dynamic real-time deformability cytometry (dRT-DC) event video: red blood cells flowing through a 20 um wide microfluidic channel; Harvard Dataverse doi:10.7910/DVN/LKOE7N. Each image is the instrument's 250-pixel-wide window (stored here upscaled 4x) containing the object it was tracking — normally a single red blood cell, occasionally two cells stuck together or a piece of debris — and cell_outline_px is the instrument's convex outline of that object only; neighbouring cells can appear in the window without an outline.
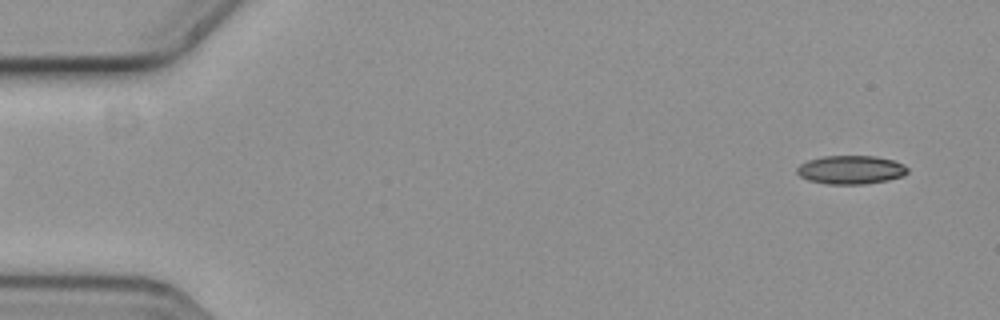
{"species": "common noctule bat (a hibernating species)", "species_latin": "Nyctalus noctula", "temperature_condition": "cold", "stored_images_in_passage": 15, "camera_frame_rate_fps": 3000, "um_per_image_px": 0.085, "animal": {"sex": "female", "body_mass_g": 19.3, "forearm_length_mm": 54.1}, "frame": {"image": 1, "passage_image": 3, "time_ms": 0.667, "image_size_px": [1000, 320], "cell_outline_px": [[908, 172], [900, 176], [888, 180], [864, 184], [828, 184], [808, 180], [800, 176], [796, 172], [796, 168], [800, 164], [808, 160], [824, 156], [876, 156], [892, 160], [904, 164], [908, 168]], "centroid_in_image_um": [72.3, 14.43], "position_along_channel_um": 12.7, "area_um2": 18.38}}